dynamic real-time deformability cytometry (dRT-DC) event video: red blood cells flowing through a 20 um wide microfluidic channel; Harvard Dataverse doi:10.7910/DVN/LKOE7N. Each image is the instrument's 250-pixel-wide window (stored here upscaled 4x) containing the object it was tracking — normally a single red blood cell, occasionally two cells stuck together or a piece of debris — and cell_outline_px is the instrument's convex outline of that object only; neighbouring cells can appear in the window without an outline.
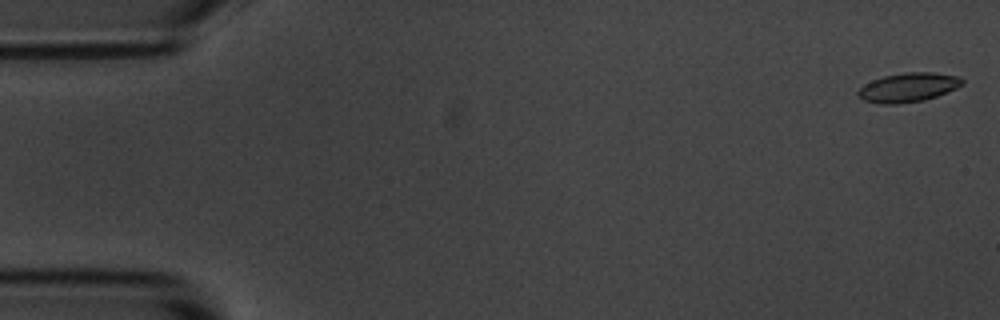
{"species": "common noctule bat (a hibernating species)", "species_latin": "Nyctalus noctula", "temperature_condition": "room temperature", "stored_images_in_passage": 54, "camera_frame_rate_fps": 3000, "um_per_image_px": 0.085, "animal": {"sex": "male", "body_mass_g": 20.1, "forearm_length_mm": 53.5}, "frame": {"image": 1, "passage_image": 1, "time_ms": 0.0, "image_size_px": [1000, 320], "cell_outline_px": [[964, 84], [956, 88], [936, 96], [924, 100], [900, 104], [880, 104], [864, 100], [856, 92], [864, 84], [872, 80], [884, 76], [904, 72], [932, 72], [960, 76], [964, 80]], "centroid_in_image_um": [77.21, 7.42], "position_along_channel_um": 7.8, "area_um2": 17.74}}
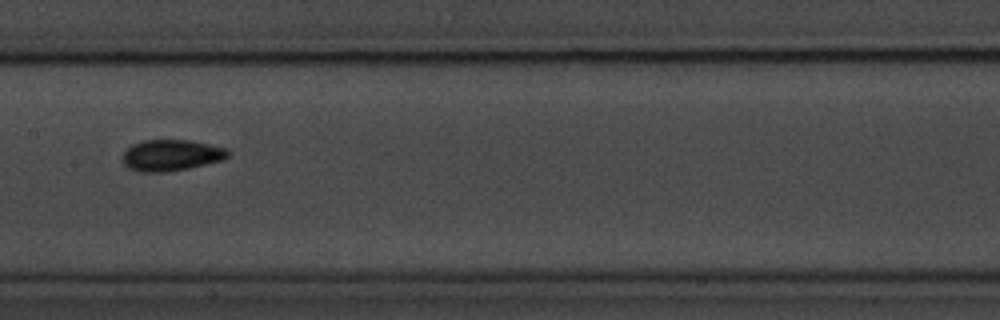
{"frame": {"image": 2, "passage_image": 27, "time_ms": 8.667, "image_size_px": [1000, 320], "cell_outline_px": [[228, 156], [224, 160], [188, 168], [164, 172], [140, 172], [128, 168], [120, 160], [120, 156], [132, 144], [144, 140], [188, 140], [228, 148]], "centroid_in_image_um": [14.51, 13.2], "position_along_channel_um": 192.9, "area_um2": 19.31}}
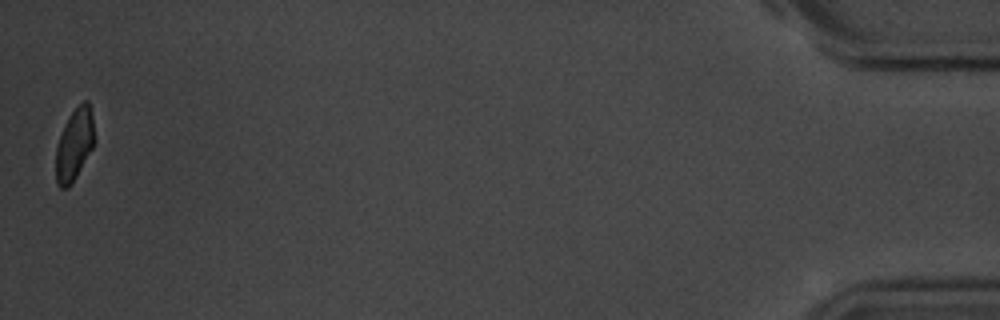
{"frame": {"image": 3, "passage_image": 54, "time_ms": 17.667, "image_size_px": [1000, 320], "cell_outline_px": [[96, 140], [92, 148], [72, 184], [68, 188], [60, 188], [56, 184], [56, 144], [64, 124], [68, 116], [84, 100], [88, 100], [92, 116]], "centroid_in_image_um": [6.32, 12.29], "position_along_channel_um": 428.9, "area_um2": 16.36}, "authors_computed_cell_mechanics": {"area_um2": 17.7157, "velocity_mm_per_s": 3.6725, "shape_relaxation_time_tau1_ms": 3.699, "shape_relaxation_time_tau2_ms": 3.219, "deformation_change_tau1": 0.1142, "deformation_change_tau2": 0.0765}}